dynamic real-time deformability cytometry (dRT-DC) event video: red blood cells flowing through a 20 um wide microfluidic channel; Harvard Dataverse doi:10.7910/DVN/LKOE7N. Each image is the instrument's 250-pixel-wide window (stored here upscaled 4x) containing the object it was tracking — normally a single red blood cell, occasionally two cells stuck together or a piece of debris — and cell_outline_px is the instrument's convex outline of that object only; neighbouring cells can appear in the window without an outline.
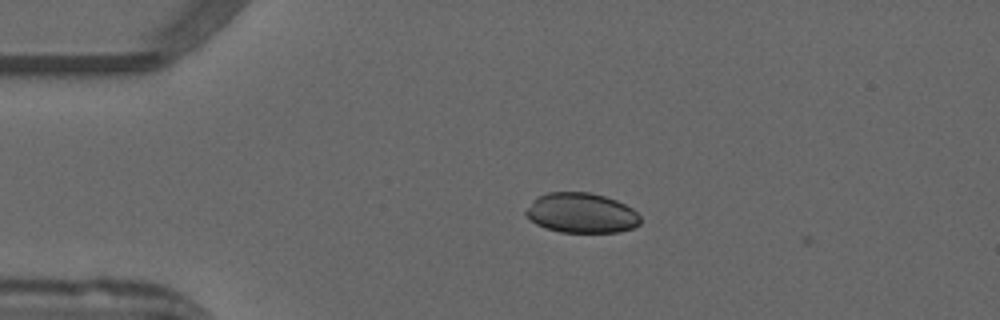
{"species": "common noctule bat (a hibernating species)", "species_latin": "Nyctalus noctula", "temperature_condition": "warm", "stored_images_in_passage": 3, "camera_frame_rate_fps": 3000, "um_per_image_px": 0.085, "animal": {"sex": "male", "forearm_length_mm": 52.5}, "frame": {"image": 1, "passage_image": 2, "time_ms": 0.333, "image_size_px": [1000, 320], "cell_outline_px": [[640, 224], [632, 228], [620, 232], [560, 232], [544, 228], [536, 224], [524, 212], [532, 200], [548, 192], [588, 192], [604, 196], [616, 200], [632, 208], [640, 216]], "centroid_in_image_um": [49.42, 18.11], "position_along_channel_um": 35.6, "area_um2": 26.65}}